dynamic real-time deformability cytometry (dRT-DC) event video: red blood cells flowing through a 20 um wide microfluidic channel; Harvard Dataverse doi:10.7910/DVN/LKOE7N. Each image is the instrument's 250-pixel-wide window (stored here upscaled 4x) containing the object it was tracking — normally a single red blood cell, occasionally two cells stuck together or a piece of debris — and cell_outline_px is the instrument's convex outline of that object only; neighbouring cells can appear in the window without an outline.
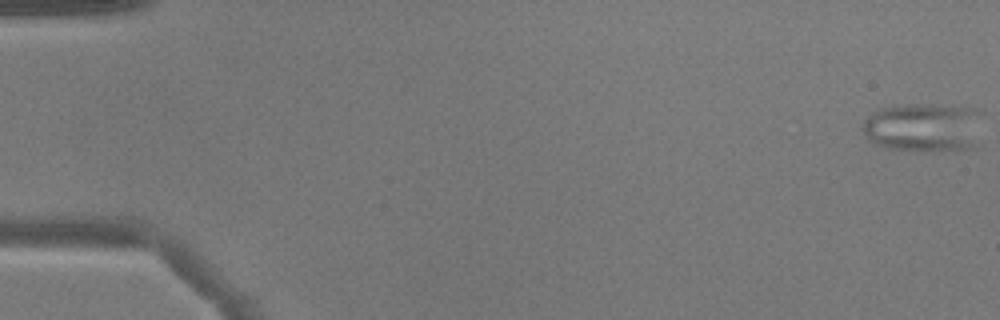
{"species": "common noctule bat (a hibernating species)", "species_latin": "Nyctalus noctula", "temperature_condition": "warm", "stored_images_in_passage": 17, "camera_frame_rate_fps": 3000, "um_per_image_px": 0.085, "animal": {"sex": "male", "body_mass_g": 17.9}, "frame": {"image": 1, "passage_image": 1, "time_ms": 0.0, "image_size_px": [1000, 320], "cell_outline_px": [[980, 112], [976, 148], [892, 148], [876, 144], [864, 132], [864, 120], [872, 112], [880, 108], [892, 104], [936, 104], [976, 108]], "centroid_in_image_um": [78.51, 10.74], "position_along_channel_um": 6.5, "area_um2": 33.29}}